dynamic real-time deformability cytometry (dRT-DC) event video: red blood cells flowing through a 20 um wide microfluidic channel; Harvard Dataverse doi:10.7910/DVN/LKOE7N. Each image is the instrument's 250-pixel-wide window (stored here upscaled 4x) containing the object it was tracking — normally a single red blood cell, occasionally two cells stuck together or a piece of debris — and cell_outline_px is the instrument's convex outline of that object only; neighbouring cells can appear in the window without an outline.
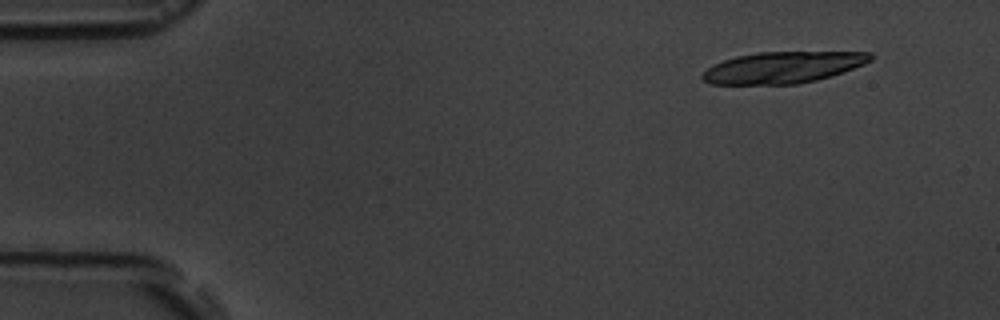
{"species": "common noctule bat (a hibernating species)", "species_latin": "Nyctalus noctula", "temperature_condition": "room temperature", "stored_images_in_passage": 5, "segment_of_instrument_passage": [2, 2], "camera_frame_rate_fps": 3000, "um_per_image_px": 0.085, "animal": {"sex": "male", "body_mass_g": 19.5, "forearm_length_mm": 54.6}, "frame": {"image": 1, "passage_image": 5, "time_ms": 6.0, "image_size_px": [1000, 320], "cell_outline_px": [[872, 60], [864, 64], [832, 76], [816, 80], [796, 84], [712, 84], [700, 80], [700, 76], [708, 68], [724, 60], [736, 56], [756, 52], [872, 52]], "centroid_in_image_um": [66.54, 5.73], "position_along_channel_um": 18.5, "area_um2": 30.75}}